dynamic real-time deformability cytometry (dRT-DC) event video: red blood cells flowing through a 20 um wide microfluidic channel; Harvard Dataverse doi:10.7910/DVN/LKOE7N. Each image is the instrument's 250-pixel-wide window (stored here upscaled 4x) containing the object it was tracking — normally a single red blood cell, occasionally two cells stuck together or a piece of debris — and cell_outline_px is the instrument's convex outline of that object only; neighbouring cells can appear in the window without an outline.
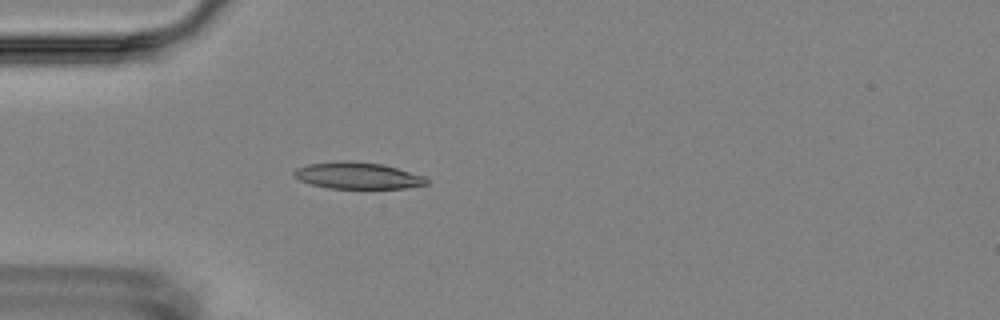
{"species": "Egyptian fruit bat (a non-hibernating species)", "species_latin": "Rousettus aegyptiacus", "temperature_condition": "room temperature", "stored_images_in_passage": 2, "camera_frame_rate_fps": 3000, "um_per_image_px": 0.085, "animal": {"sex": "female"}, "frame": {"image": 1, "passage_image": 2, "time_ms": 1.333, "image_size_px": [1000, 320], "cell_outline_px": [[428, 184], [404, 188], [328, 188], [312, 184], [300, 180], [292, 172], [296, 168], [308, 164], [336, 160], [344, 160], [384, 164], [424, 176], [428, 180]], "centroid_in_image_um": [30.39, 14.91], "position_along_channel_um": 54.6, "area_um2": 20.52}}